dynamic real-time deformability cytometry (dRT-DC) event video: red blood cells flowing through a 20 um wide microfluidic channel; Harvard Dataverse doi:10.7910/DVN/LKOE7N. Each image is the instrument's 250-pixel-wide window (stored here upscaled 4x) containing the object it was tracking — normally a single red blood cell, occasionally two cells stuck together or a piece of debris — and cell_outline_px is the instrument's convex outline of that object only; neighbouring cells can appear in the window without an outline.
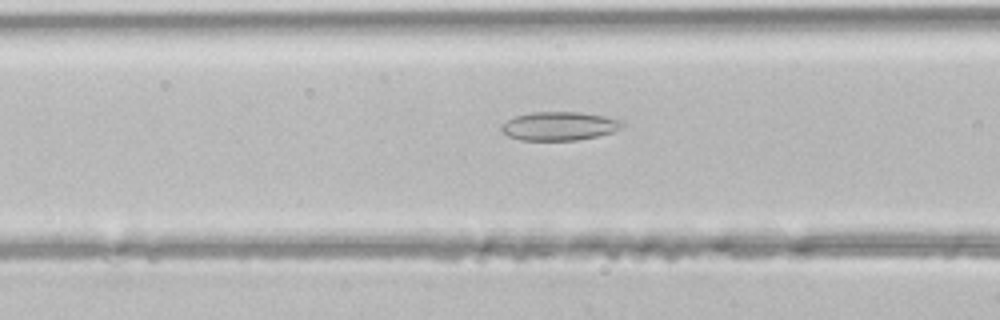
{"species": "common noctule bat (a hibernating species)", "species_latin": "Nyctalus noctula", "temperature_condition": "room temperature", "stored_images_in_passage": 34, "camera_frame_rate_fps": 3000, "um_per_image_px": 0.085, "animal": {"sex": "male", "body_mass_g": 21.5, "forearm_length_mm": 52.0}, "frame": {"image": 1, "passage_image": 6, "time_ms": 1.667, "image_size_px": [1000, 320], "cell_outline_px": [[624, 124], [620, 128], [612, 132], [596, 136], [576, 140], [520, 140], [508, 136], [500, 128], [508, 120], [516, 116], [532, 112], [580, 112], [604, 116], [624, 120]], "centroid_in_image_um": [47.57, 10.71], "position_along_channel_um": 119.0, "area_um2": 20.0}}
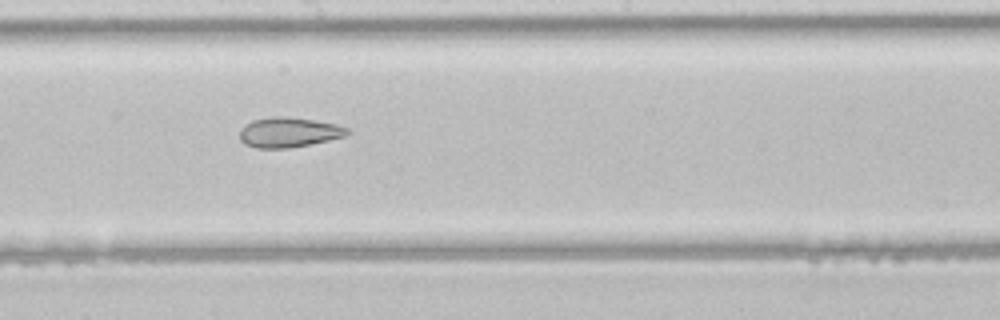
{"frame": {"image": 2, "passage_image": 13, "time_ms": 4.0, "image_size_px": [1000, 320], "cell_outline_px": [[348, 132], [344, 136], [328, 140], [288, 148], [256, 148], [244, 144], [240, 140], [240, 128], [244, 124], [252, 120], [272, 116], [284, 116], [312, 120], [336, 124], [348, 128]], "centroid_in_image_um": [24.47, 11.24], "position_along_channel_um": 223.7, "area_um2": 18.67}}
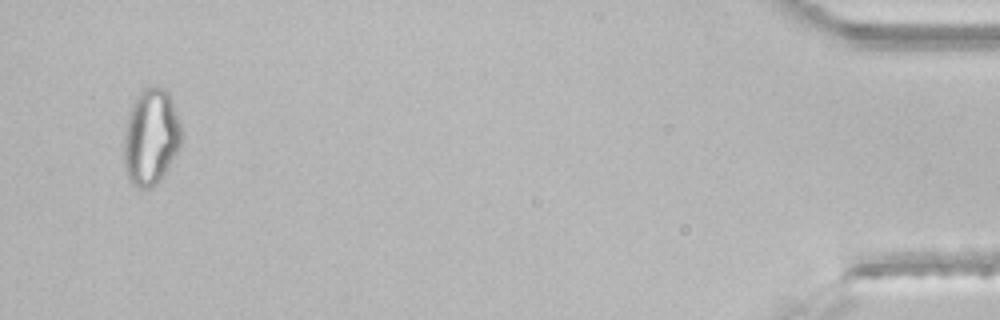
{"frame": {"image": 3, "passage_image": 32, "time_ms": 10.333, "image_size_px": [1000, 320], "cell_outline_px": [[180, 148], [164, 176], [152, 188], [140, 188], [132, 184], [128, 180], [124, 164], [124, 136], [128, 112], [136, 96], [148, 84], [156, 84], [164, 88], [168, 92], [172, 100], [180, 124]], "centroid_in_image_um": [12.82, 11.63], "position_along_channel_um": 422.4, "area_um2": 32.71}}